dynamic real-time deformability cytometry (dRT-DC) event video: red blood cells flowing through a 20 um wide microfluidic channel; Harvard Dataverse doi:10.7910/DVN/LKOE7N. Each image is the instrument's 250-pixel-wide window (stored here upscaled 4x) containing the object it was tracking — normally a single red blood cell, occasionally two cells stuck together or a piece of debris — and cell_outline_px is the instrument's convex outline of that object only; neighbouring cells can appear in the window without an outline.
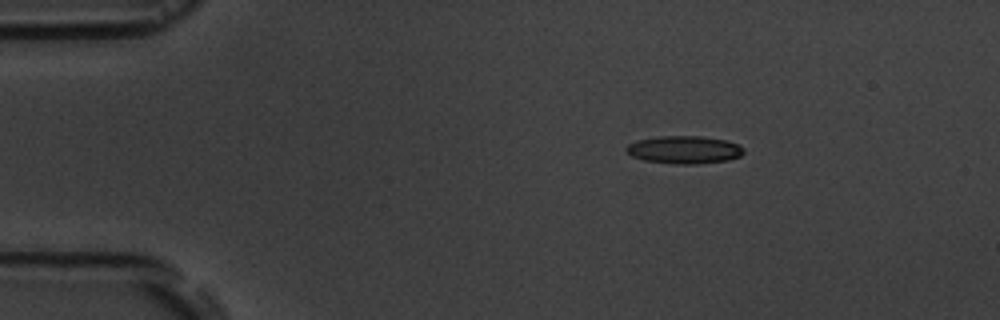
{"species": "common noctule bat (a hibernating species)", "species_latin": "Nyctalus noctula", "temperature_condition": "room temperature", "stored_images_in_passage": 3, "camera_frame_rate_fps": 3000, "um_per_image_px": 0.085, "animal": {"sex": "male", "body_mass_g": 19.5, "forearm_length_mm": 54.6}, "frame": {"image": 1, "passage_image": 1, "time_ms": 0.0, "image_size_px": [1000, 320], "cell_outline_px": [[744, 152], [740, 156], [728, 160], [696, 164], [676, 164], [644, 160], [632, 156], [624, 148], [628, 144], [636, 140], [660, 136], [700, 136], [728, 140], [744, 148]], "centroid_in_image_um": [58.16, 12.72], "position_along_channel_um": 26.8, "area_um2": 19.02}}